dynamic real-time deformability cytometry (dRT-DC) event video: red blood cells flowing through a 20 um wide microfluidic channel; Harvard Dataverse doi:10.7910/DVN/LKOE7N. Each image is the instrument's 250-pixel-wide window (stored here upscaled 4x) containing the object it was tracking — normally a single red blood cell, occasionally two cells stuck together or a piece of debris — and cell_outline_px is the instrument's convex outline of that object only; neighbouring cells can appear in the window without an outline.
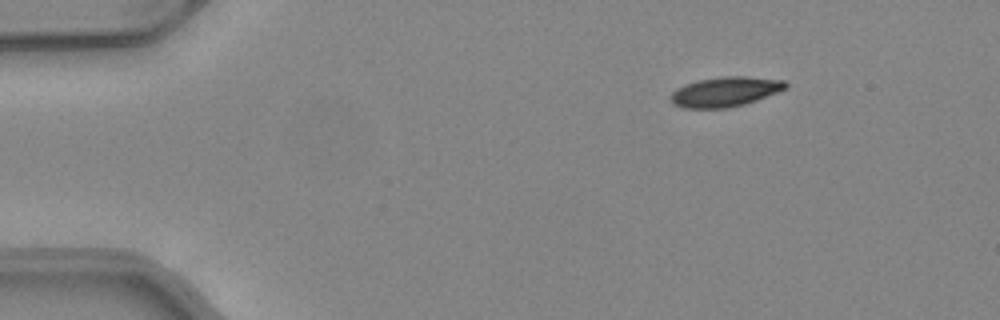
{"species": "common noctule bat (a hibernating species)", "species_latin": "Nyctalus noctula", "temperature_condition": "warm", "stored_images_in_passage": 37, "camera_frame_rate_fps": 3000, "um_per_image_px": 0.085, "animal": {"sex": "female", "body_mass_g": 24.6, "forearm_length_mm": 56.2}, "frame": {"image": 1, "passage_image": 1, "time_ms": 0.0, "image_size_px": [1000, 320], "cell_outline_px": [[788, 88], [756, 100], [744, 104], [728, 108], [684, 108], [672, 104], [668, 96], [676, 88], [696, 80], [724, 76], [744, 76], [784, 80], [788, 84]], "centroid_in_image_um": [61.61, 7.8], "position_along_channel_um": 23.4, "area_um2": 20.11}}